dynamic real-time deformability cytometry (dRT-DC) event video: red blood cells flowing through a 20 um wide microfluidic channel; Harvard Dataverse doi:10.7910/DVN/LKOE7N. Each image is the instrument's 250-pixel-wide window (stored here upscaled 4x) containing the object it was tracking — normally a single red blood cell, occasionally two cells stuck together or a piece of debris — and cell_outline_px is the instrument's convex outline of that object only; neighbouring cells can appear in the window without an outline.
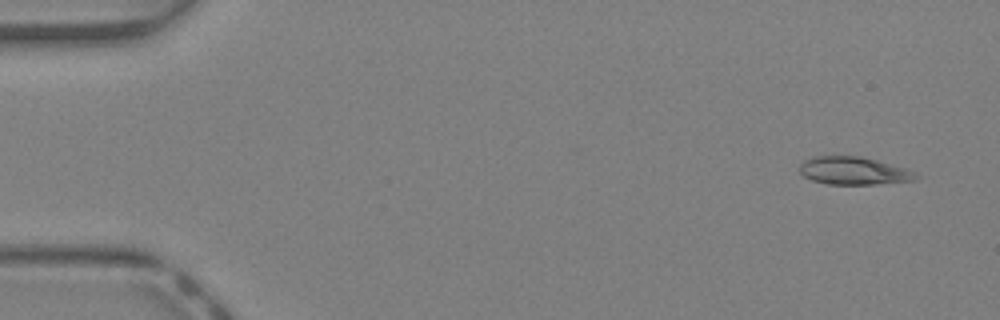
{"species": "Egyptian fruit bat (a non-hibernating species)", "species_latin": "Rousettus aegyptiacus", "temperature_condition": "warm", "stored_images_in_passage": 40, "camera_frame_rate_fps": 3000, "um_per_image_px": 0.085, "animal": {"sex": "female"}, "frame": {"image": 1, "passage_image": 1, "time_ms": 0.0, "image_size_px": [1000, 320], "cell_outline_px": [[920, 176], [916, 180], [872, 184], [828, 184], [812, 180], [804, 176], [800, 172], [800, 164], [804, 160], [812, 156], [860, 156], [876, 160], [904, 168]], "centroid_in_image_um": [72.52, 14.51], "position_along_channel_um": 12.5, "area_um2": 18.61}}
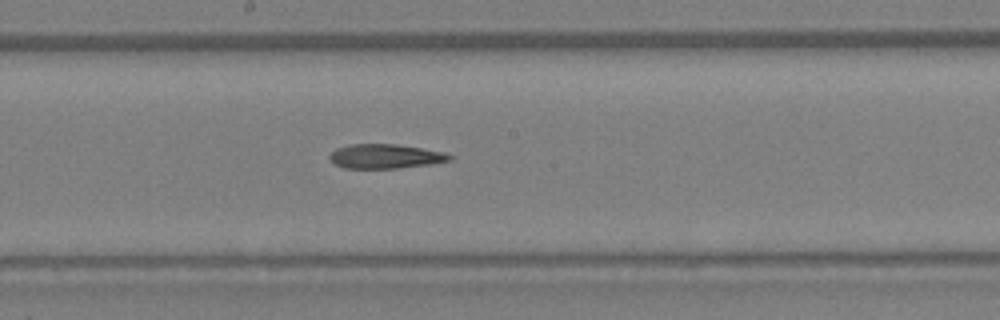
{"frame": {"image": 2, "passage_image": 21, "time_ms": 6.667, "image_size_px": [1000, 320], "cell_outline_px": [[456, 156], [452, 160], [432, 164], [396, 168], [344, 168], [336, 164], [328, 156], [336, 148], [348, 144], [396, 144], [444, 152]], "centroid_in_image_um": [32.79, 13.28], "position_along_channel_um": 215.4, "area_um2": 17.05}}
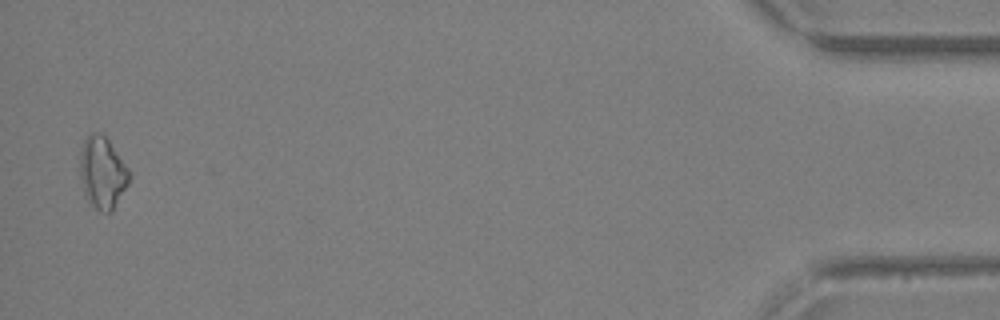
{"frame": {"image": 3, "passage_image": 39, "time_ms": 12.667, "image_size_px": [1000, 320], "cell_outline_px": [[132, 176], [128, 184], [112, 212], [100, 212], [84, 196], [80, 176], [80, 148], [84, 140], [92, 132], [100, 132], [108, 140], [132, 172]], "centroid_in_image_um": [8.72, 14.68], "position_along_channel_um": 426.5, "area_um2": 20.87}, "authors_computed_cell_mechanics": {"area_um2": 17.8891, "velocity_mm_per_s": 4.9981, "shape_relaxation_time_tau1_ms": 4.6741, "shape_relaxation_time_tau2_ms": null, "deformation_change_tau1": 0.1842, "deformation_change_tau2": null}}